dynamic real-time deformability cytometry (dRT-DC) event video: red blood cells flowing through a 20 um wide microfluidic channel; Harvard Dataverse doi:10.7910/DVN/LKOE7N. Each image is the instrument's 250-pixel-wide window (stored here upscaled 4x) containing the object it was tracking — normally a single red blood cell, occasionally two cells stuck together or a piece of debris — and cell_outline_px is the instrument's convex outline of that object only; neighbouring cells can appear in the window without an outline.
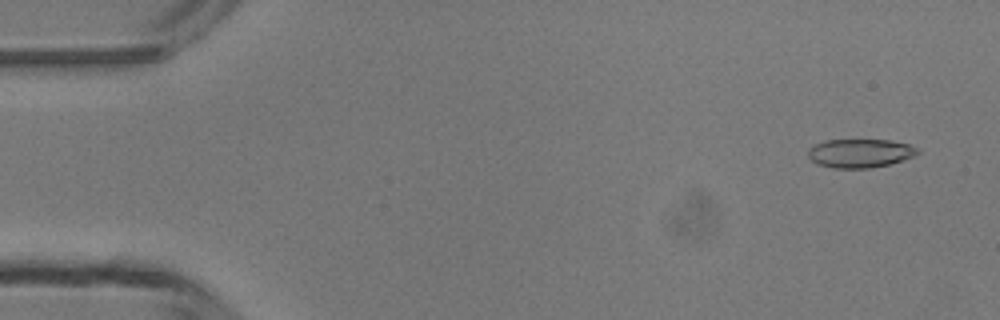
{"species": "common noctule bat (a hibernating species)", "species_latin": "Nyctalus noctula", "temperature_condition": "room temperature", "stored_images_in_passage": 4, "camera_frame_rate_fps": 3000, "um_per_image_px": 0.085, "animal": {"sex": "male", "body_mass_g": 13.3}, "frame": {"image": 1, "passage_image": 1, "time_ms": 0.0, "image_size_px": [1000, 320], "cell_outline_px": [[920, 152], [916, 156], [888, 164], [868, 168], [832, 168], [816, 164], [808, 156], [808, 148], [824, 140], [888, 140], [908, 144], [916, 148]], "centroid_in_image_um": [73.08, 13.02], "position_along_channel_um": 11.9, "area_um2": 18.26}}
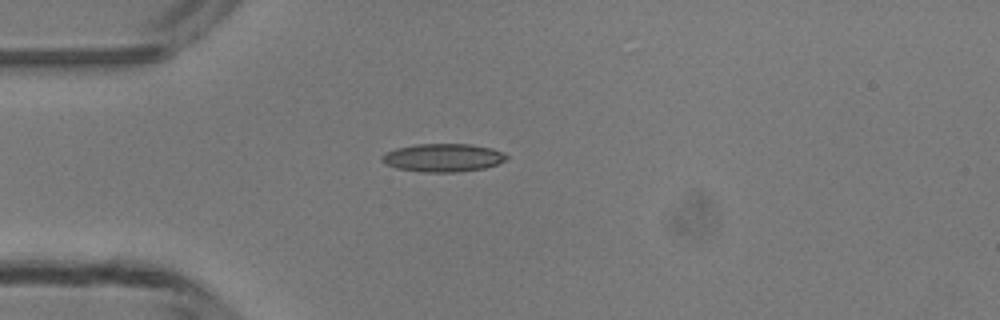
{"frame": {"image": 2, "passage_image": 4, "time_ms": 3.333, "image_size_px": [1000, 320], "cell_outline_px": [[508, 156], [504, 160], [496, 164], [484, 168], [456, 172], [420, 172], [396, 168], [384, 164], [380, 160], [380, 156], [396, 148], [416, 144], [472, 144], [492, 148], [504, 152]], "centroid_in_image_um": [37.63, 13.4], "position_along_channel_um": 47.4, "area_um2": 20.52}}